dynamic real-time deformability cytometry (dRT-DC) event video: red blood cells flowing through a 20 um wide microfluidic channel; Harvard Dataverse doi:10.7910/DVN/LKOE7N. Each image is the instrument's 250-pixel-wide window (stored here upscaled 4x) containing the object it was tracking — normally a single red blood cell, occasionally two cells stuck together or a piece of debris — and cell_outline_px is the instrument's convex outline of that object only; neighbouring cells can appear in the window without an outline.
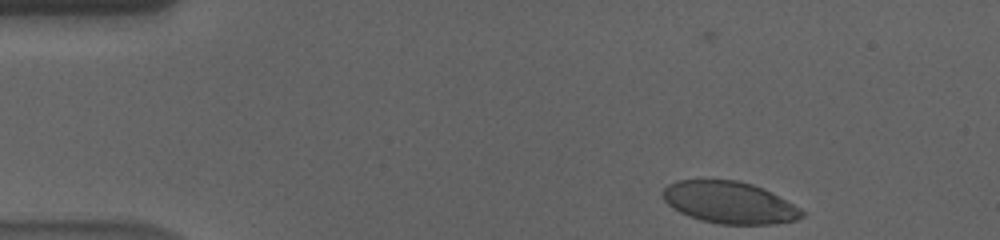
{"species": "human", "species_latin": "Homo sapiens", "temperature_condition": "cold", "stored_images_in_passage": 45, "camera_frame_rate_fps": 3000, "um_per_image_px": 0.085, "donor": {"sex": "male"}, "frame": {"image": 1, "passage_image": 1, "time_ms": 0.0, "image_size_px": [1000, 240], "cell_outline_px": [[804, 216], [796, 220], [772, 224], [720, 224], [700, 220], [688, 216], [672, 208], [664, 200], [660, 192], [668, 184], [676, 180], [736, 180], [752, 184], [800, 208], [804, 212]], "centroid_in_image_um": [61.93, 17.22], "position_along_channel_um": 23.1, "area_um2": 33.7}}
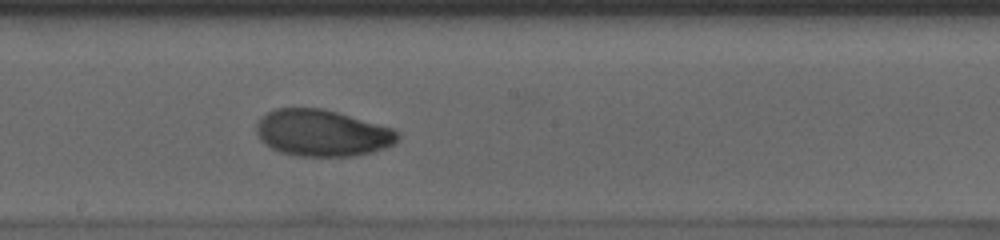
{"frame": {"image": 2, "passage_image": 25, "time_ms": 8.0, "image_size_px": [1000, 240], "cell_outline_px": [[400, 136], [392, 144], [384, 148], [372, 152], [356, 156], [296, 156], [280, 152], [264, 144], [260, 140], [256, 132], [256, 124], [268, 112], [276, 108], [320, 108], [336, 112], [392, 128], [400, 132]], "centroid_in_image_um": [27.37, 11.32], "position_along_channel_um": 220.8, "area_um2": 38.21}}
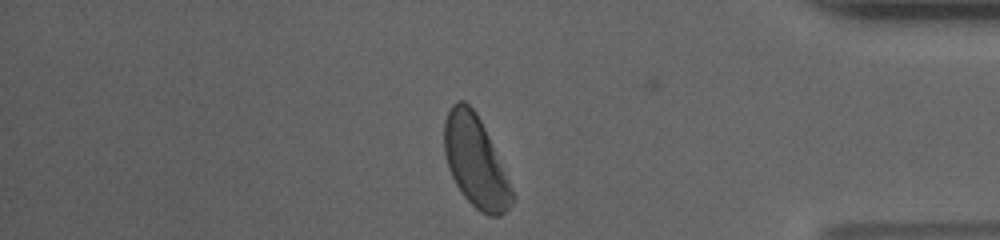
{"frame": {"image": 3, "passage_image": 42, "time_ms": 13.667, "image_size_px": [1000, 240], "cell_outline_px": [[512, 204], [500, 216], [488, 216], [480, 212], [464, 196], [456, 184], [448, 168], [444, 152], [444, 120], [452, 104], [456, 100], [464, 100], [476, 112], [488, 136], [508, 180], [512, 192]], "centroid_in_image_um": [40.37, 13.72], "position_along_channel_um": 394.8, "area_um2": 35.32}, "authors_computed_cell_mechanics": {"area_um2": 37.5122, "velocity_mm_per_s": 3.5527, "shape_relaxation_time_tau1_ms": 3.5199, "shape_relaxation_time_tau2_ms": 2.2728, "deformation_change_tau1": 0.1271, "deformation_change_tau2": 0.0496}}